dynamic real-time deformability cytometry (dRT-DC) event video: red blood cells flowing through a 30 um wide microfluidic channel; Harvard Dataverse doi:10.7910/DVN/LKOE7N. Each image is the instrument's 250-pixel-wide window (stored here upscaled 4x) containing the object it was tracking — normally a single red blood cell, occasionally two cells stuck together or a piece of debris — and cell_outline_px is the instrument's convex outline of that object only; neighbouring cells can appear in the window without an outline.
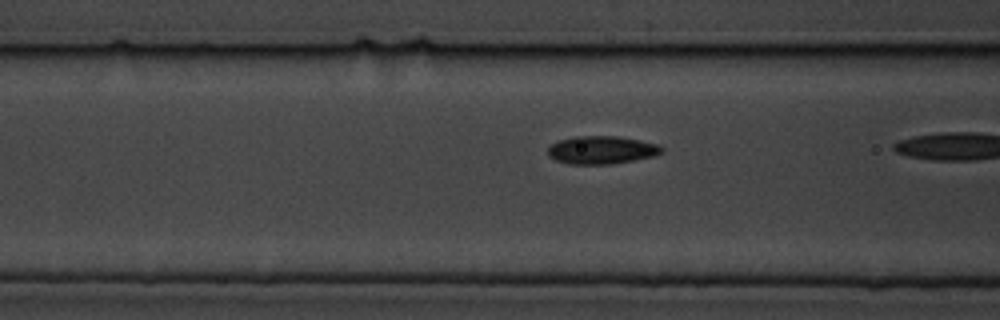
{"species": "common noctule bat (a hibernating species)", "species_latin": "Nyctalus noctula", "temperature_condition": "cold", "stored_images_in_passage": 11, "camera_frame_rate_fps": 3000, "um_per_image_px": 0.085, "animal": {"sex": "male", "body_mass_g": 19.5, "forearm_length_mm": 54.6}, "frame": {"image": 1, "passage_image": 5, "time_ms": 1.333, "image_size_px": [1000, 320], "cell_outline_px": [[664, 152], [652, 156], [612, 164], [568, 164], [556, 160], [548, 156], [548, 148], [552, 144], [560, 140], [576, 136], [616, 136], [640, 140], [656, 144], [664, 148]], "centroid_in_image_um": [51.13, 12.75], "position_along_channel_um": 115.5, "area_um2": 18.44}}